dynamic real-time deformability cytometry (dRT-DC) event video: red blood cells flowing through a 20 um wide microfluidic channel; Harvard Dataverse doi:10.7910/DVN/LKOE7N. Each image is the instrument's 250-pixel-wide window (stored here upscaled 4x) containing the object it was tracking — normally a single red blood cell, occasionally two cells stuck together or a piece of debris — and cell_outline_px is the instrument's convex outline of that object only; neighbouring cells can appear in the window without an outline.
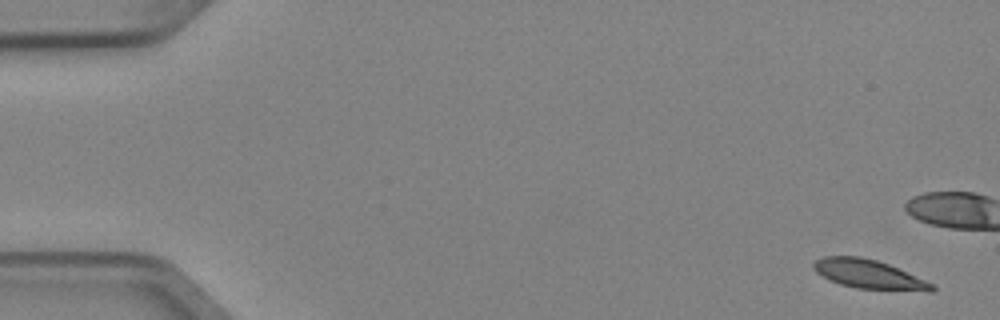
{"species": "Egyptian fruit bat (a non-hibernating species)", "species_latin": "Rousettus aegyptiacus", "temperature_condition": "cold", "stored_images_in_passage": 5, "camera_frame_rate_fps": 3000, "um_per_image_px": 0.085, "animal": {"sex": "female"}, "frame": {"image": 1, "passage_image": 1, "time_ms": 0.0, "image_size_px": [1000, 320], "cell_outline_px": [[936, 288], [932, 292], [928, 292], [856, 288], [840, 284], [816, 272], [812, 268], [812, 264], [816, 260], [824, 256], [860, 256], [876, 260], [888, 264], [924, 280], [932, 284]], "centroid_in_image_um": [73.85, 23.32], "position_along_channel_um": 11.2, "area_um2": 19.83}}
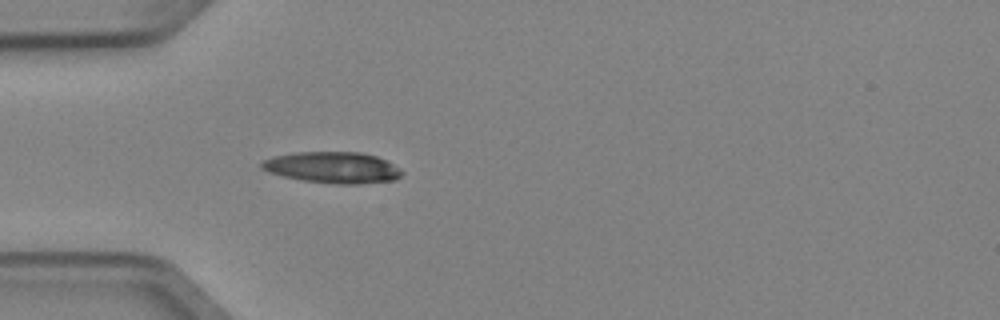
{"frame": {"image": 2, "passage_image": 5, "time_ms": 1.333, "image_size_px": [1000, 320], "cell_outline_px": [[404, 172], [396, 180], [360, 184], [336, 184], [304, 180], [284, 176], [268, 172], [260, 168], [260, 164], [264, 160], [272, 156], [292, 152], [360, 152], [376, 156], [400, 168]], "centroid_in_image_um": [28.27, 14.23], "position_along_channel_um": 56.7, "area_um2": 25.61}}